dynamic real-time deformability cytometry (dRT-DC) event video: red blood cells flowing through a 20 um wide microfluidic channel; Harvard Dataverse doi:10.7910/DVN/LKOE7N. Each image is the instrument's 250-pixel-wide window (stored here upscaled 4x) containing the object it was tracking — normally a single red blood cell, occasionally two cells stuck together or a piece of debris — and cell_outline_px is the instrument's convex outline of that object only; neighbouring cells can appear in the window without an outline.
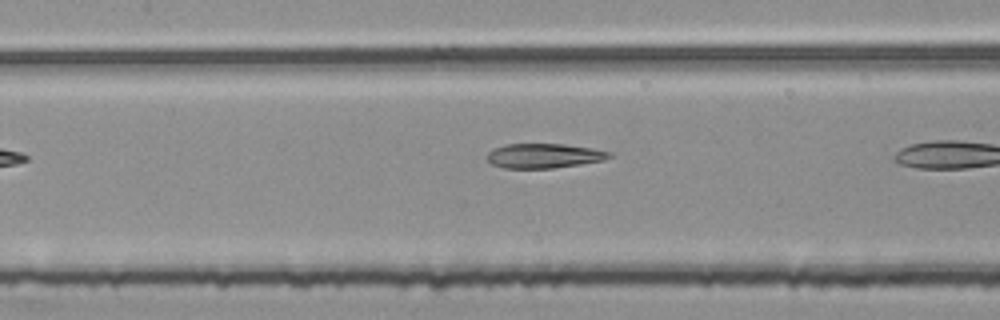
{"species": "common noctule bat (a hibernating species)", "species_latin": "Nyctalus noctula", "temperature_condition": "room temperature", "stored_images_in_passage": 7, "camera_frame_rate_fps": 3000, "um_per_image_px": 0.085, "animal": {"sex": "female", "body_mass_g": 25.1}, "frame": {"image": 1, "passage_image": 5, "time_ms": 1.333, "image_size_px": [1000, 320], "cell_outline_px": [[612, 156], [604, 160], [580, 164], [552, 168], [504, 168], [492, 164], [484, 156], [488, 152], [504, 144], [564, 144], [592, 148], [612, 152]], "centroid_in_image_um": [46.23, 13.24], "position_along_channel_um": 161.2, "area_um2": 17.51}}
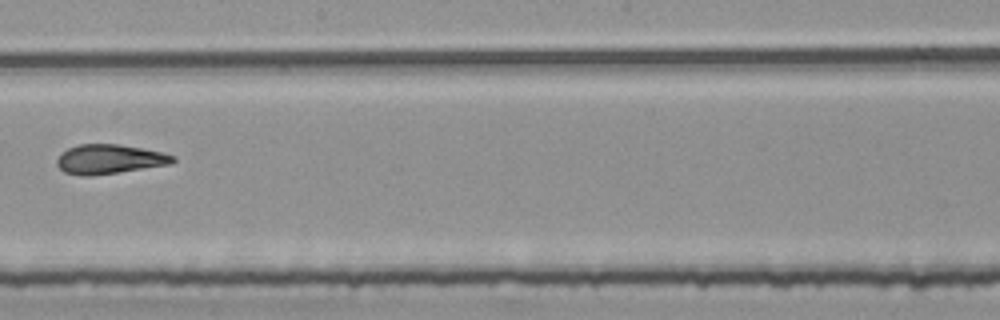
{"frame": {"image": 2, "passage_image": 7, "time_ms": 2.0, "image_size_px": [1000, 320], "cell_outline_px": [[176, 160], [172, 164], [92, 176], [80, 176], [64, 172], [56, 164], [56, 160], [68, 148], [80, 144], [120, 144], [160, 152], [176, 156]], "centroid_in_image_um": [9.31, 13.54], "position_along_channel_um": 238.9, "area_um2": 19.83}}